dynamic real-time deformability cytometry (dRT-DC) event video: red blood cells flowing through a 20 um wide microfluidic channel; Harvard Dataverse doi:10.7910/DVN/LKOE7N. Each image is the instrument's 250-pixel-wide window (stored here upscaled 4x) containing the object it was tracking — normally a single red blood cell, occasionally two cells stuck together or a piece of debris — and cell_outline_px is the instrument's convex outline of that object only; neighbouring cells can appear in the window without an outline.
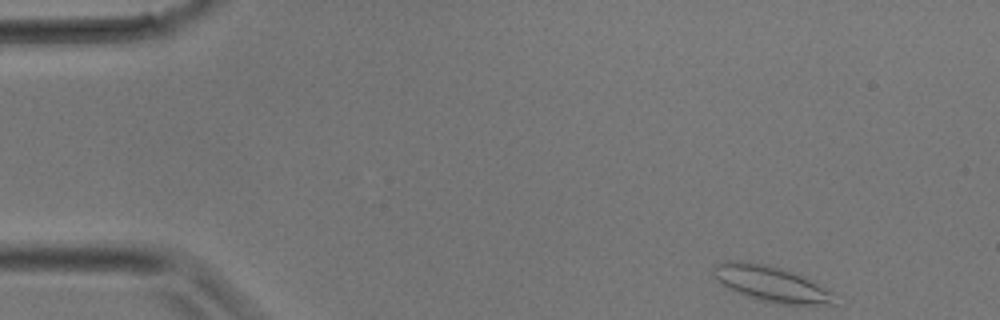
{"species": "common noctule bat (a hibernating species)", "species_latin": "Nyctalus noctula", "temperature_condition": "room temperature", "stored_images_in_passage": 8, "camera_frame_rate_fps": 3000, "um_per_image_px": 0.085, "animal": {"sex": "male", "body_mass_g": 17.9}, "frame": {"image": 1, "passage_image": 1, "time_ms": 0.0, "image_size_px": [1000, 320], "cell_outline_px": [[836, 304], [784, 304], [760, 300], [748, 296], [728, 288], [716, 280], [712, 276], [712, 268], [716, 264], [732, 260], [740, 260], [768, 264], [816, 280], [832, 292]], "centroid_in_image_um": [65.54, 24.09], "position_along_channel_um": 19.5, "area_um2": 25.26}}